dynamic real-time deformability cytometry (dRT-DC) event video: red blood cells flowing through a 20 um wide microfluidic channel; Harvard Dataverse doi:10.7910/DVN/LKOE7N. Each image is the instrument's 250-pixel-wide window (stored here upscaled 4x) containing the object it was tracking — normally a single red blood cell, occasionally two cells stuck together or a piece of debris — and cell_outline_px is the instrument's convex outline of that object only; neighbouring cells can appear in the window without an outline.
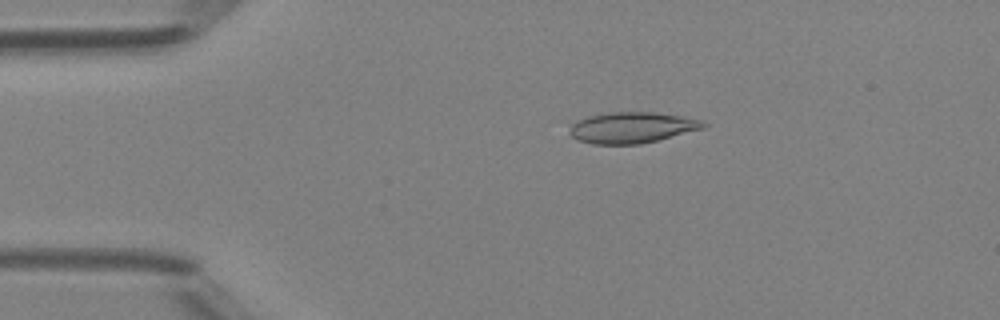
{"species": "Egyptian fruit bat (a non-hibernating species)", "species_latin": "Rousettus aegyptiacus", "temperature_condition": "room temperature", "stored_images_in_passage": 40, "camera_frame_rate_fps": 3000, "um_per_image_px": 0.085, "animal": {"sex": "female"}, "frame": {"image": 1, "passage_image": 1, "time_ms": 0.0, "image_size_px": [1000, 320], "cell_outline_px": [[708, 124], [704, 128], [640, 144], [592, 144], [580, 140], [572, 136], [572, 124], [576, 120], [588, 116], [608, 112], [652, 112], [680, 116], [704, 120]], "centroid_in_image_um": [53.74, 10.83], "position_along_channel_um": 31.3, "area_um2": 23.87}}
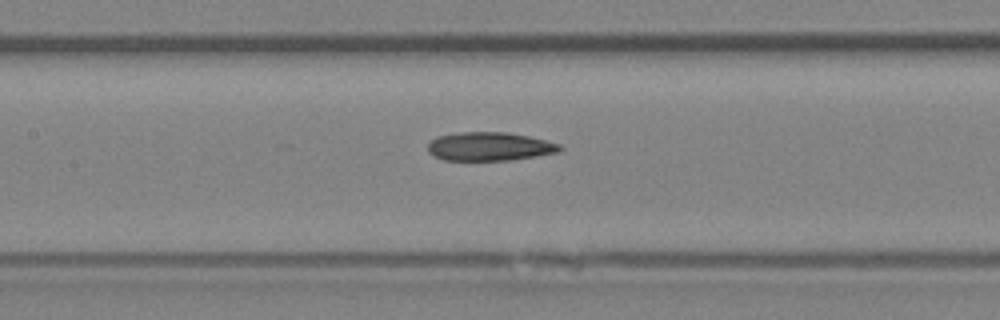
{"frame": {"image": 2, "passage_image": 14, "time_ms": 4.333, "image_size_px": [1000, 320], "cell_outline_px": [[564, 148], [560, 152], [512, 160], [444, 160], [428, 152], [428, 144], [436, 136], [460, 132], [508, 132], [528, 136], [560, 144]], "centroid_in_image_um": [41.63, 12.45], "position_along_channel_um": 165.8, "area_um2": 22.02}}
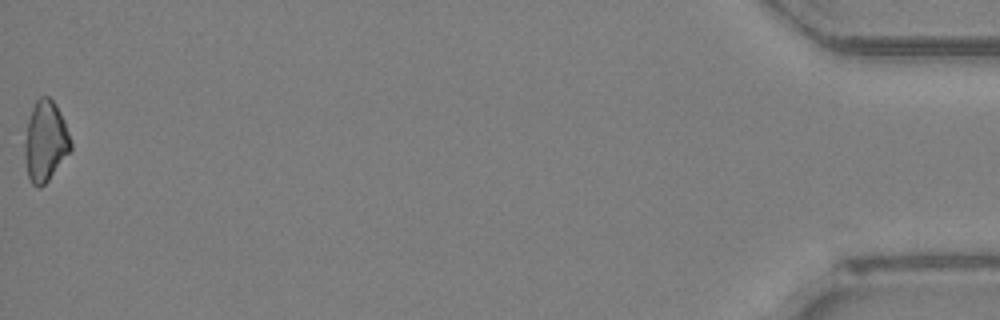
{"frame": {"image": 3, "passage_image": 40, "time_ms": 13.0, "image_size_px": [1000, 320], "cell_outline_px": [[72, 148], [48, 180], [40, 188], [36, 188], [32, 184], [28, 176], [24, 156], [24, 140], [28, 120], [32, 108], [36, 100], [40, 96], [48, 96], [56, 104], [64, 120], [72, 144]], "centroid_in_image_um": [3.84, 12.0], "position_along_channel_um": 431.4, "area_um2": 21.56}, "authors_computed_cell_mechanics": {"area_um2": 22.3686, "velocity_mm_per_s": 4.2508, "shape_relaxation_time_tau1_ms": null, "shape_relaxation_time_tau2_ms": 7.8347, "deformation_change_tau1": null, "deformation_change_tau2": 0.1636}}